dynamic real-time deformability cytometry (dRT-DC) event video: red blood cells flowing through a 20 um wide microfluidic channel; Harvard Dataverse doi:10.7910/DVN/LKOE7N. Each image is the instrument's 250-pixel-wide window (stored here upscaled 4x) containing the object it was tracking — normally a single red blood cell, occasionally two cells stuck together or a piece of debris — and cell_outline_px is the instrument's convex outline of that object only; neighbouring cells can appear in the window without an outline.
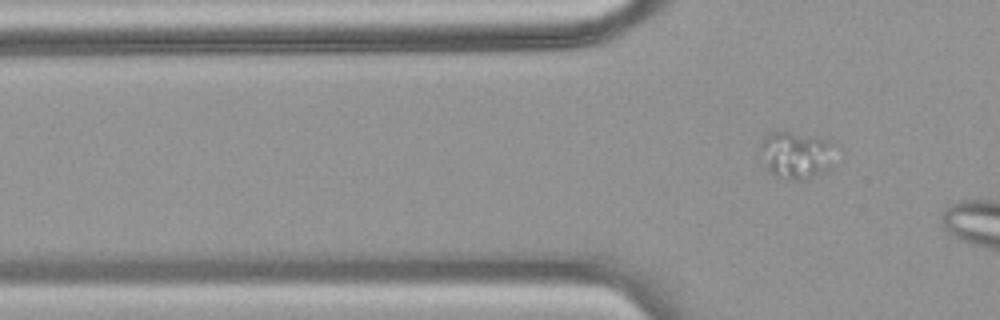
{"species": "common noctule bat (a hibernating species)", "species_latin": "Nyctalus noctula", "temperature_condition": "warm", "stored_images_in_passage": 8, "camera_frame_rate_fps": 3000, "um_per_image_px": 0.085, "animal": {"sex": "female", "body_mass_g": 18.4}, "frame": {"image": 1, "passage_image": 8, "time_ms": 2.333, "image_size_px": [1000, 320], "cell_outline_px": [[832, 144], [828, 168], [824, 172], [804, 180], [796, 180], [768, 172], [764, 168], [764, 140], [772, 132], [788, 132], [828, 140]], "centroid_in_image_um": [67.67, 13.2], "position_along_channel_um": 58.1, "area_um2": 19.25}}